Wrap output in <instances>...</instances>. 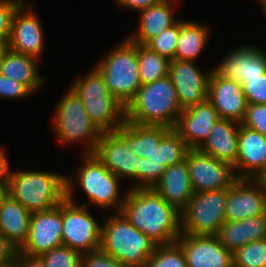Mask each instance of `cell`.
I'll list each match as a JSON object with an SVG mask.
<instances>
[{
    "label": "cell",
    "mask_w": 266,
    "mask_h": 267,
    "mask_svg": "<svg viewBox=\"0 0 266 267\" xmlns=\"http://www.w3.org/2000/svg\"><path fill=\"white\" fill-rule=\"evenodd\" d=\"M115 3H117V6L119 4L120 7L126 8L129 11H136V13L139 11H142L144 9H147L149 6L156 4L160 0H114Z\"/></svg>",
    "instance_id": "7bdbcfd3"
},
{
    "label": "cell",
    "mask_w": 266,
    "mask_h": 267,
    "mask_svg": "<svg viewBox=\"0 0 266 267\" xmlns=\"http://www.w3.org/2000/svg\"><path fill=\"white\" fill-rule=\"evenodd\" d=\"M139 79L141 86L168 76L170 60L152 51L146 45L137 44Z\"/></svg>",
    "instance_id": "f546056e"
},
{
    "label": "cell",
    "mask_w": 266,
    "mask_h": 267,
    "mask_svg": "<svg viewBox=\"0 0 266 267\" xmlns=\"http://www.w3.org/2000/svg\"><path fill=\"white\" fill-rule=\"evenodd\" d=\"M45 267H82V254L61 245L41 255Z\"/></svg>",
    "instance_id": "836d02e7"
},
{
    "label": "cell",
    "mask_w": 266,
    "mask_h": 267,
    "mask_svg": "<svg viewBox=\"0 0 266 267\" xmlns=\"http://www.w3.org/2000/svg\"><path fill=\"white\" fill-rule=\"evenodd\" d=\"M207 100L214 106L220 118L241 123L245 116L248 102L243 86L222 76L215 68L208 82Z\"/></svg>",
    "instance_id": "9a60e30c"
},
{
    "label": "cell",
    "mask_w": 266,
    "mask_h": 267,
    "mask_svg": "<svg viewBox=\"0 0 266 267\" xmlns=\"http://www.w3.org/2000/svg\"><path fill=\"white\" fill-rule=\"evenodd\" d=\"M240 124L266 137V105L248 104Z\"/></svg>",
    "instance_id": "8d00e7d4"
},
{
    "label": "cell",
    "mask_w": 266,
    "mask_h": 267,
    "mask_svg": "<svg viewBox=\"0 0 266 267\" xmlns=\"http://www.w3.org/2000/svg\"><path fill=\"white\" fill-rule=\"evenodd\" d=\"M7 157L5 151L0 154V201L7 194L6 190V172Z\"/></svg>",
    "instance_id": "f6af8a7d"
},
{
    "label": "cell",
    "mask_w": 266,
    "mask_h": 267,
    "mask_svg": "<svg viewBox=\"0 0 266 267\" xmlns=\"http://www.w3.org/2000/svg\"><path fill=\"white\" fill-rule=\"evenodd\" d=\"M25 0H0V41H8L14 12Z\"/></svg>",
    "instance_id": "f35d334b"
},
{
    "label": "cell",
    "mask_w": 266,
    "mask_h": 267,
    "mask_svg": "<svg viewBox=\"0 0 266 267\" xmlns=\"http://www.w3.org/2000/svg\"><path fill=\"white\" fill-rule=\"evenodd\" d=\"M145 267H188L181 247L175 242L158 245L155 252L146 261Z\"/></svg>",
    "instance_id": "d6a6232c"
},
{
    "label": "cell",
    "mask_w": 266,
    "mask_h": 267,
    "mask_svg": "<svg viewBox=\"0 0 266 267\" xmlns=\"http://www.w3.org/2000/svg\"><path fill=\"white\" fill-rule=\"evenodd\" d=\"M120 213L158 245L175 243L182 234L181 212L153 188H127Z\"/></svg>",
    "instance_id": "6da1fadb"
},
{
    "label": "cell",
    "mask_w": 266,
    "mask_h": 267,
    "mask_svg": "<svg viewBox=\"0 0 266 267\" xmlns=\"http://www.w3.org/2000/svg\"><path fill=\"white\" fill-rule=\"evenodd\" d=\"M39 61L36 57L9 48L1 62L0 74L24 84L34 94L47 80L38 71Z\"/></svg>",
    "instance_id": "4316f807"
},
{
    "label": "cell",
    "mask_w": 266,
    "mask_h": 267,
    "mask_svg": "<svg viewBox=\"0 0 266 267\" xmlns=\"http://www.w3.org/2000/svg\"><path fill=\"white\" fill-rule=\"evenodd\" d=\"M102 224L100 249L126 267H145L158 244L136 229L120 212L109 214Z\"/></svg>",
    "instance_id": "5b68a950"
},
{
    "label": "cell",
    "mask_w": 266,
    "mask_h": 267,
    "mask_svg": "<svg viewBox=\"0 0 266 267\" xmlns=\"http://www.w3.org/2000/svg\"><path fill=\"white\" fill-rule=\"evenodd\" d=\"M220 119L214 106L205 102L184 108L173 128L190 149H199L208 139L211 128Z\"/></svg>",
    "instance_id": "d6986e66"
},
{
    "label": "cell",
    "mask_w": 266,
    "mask_h": 267,
    "mask_svg": "<svg viewBox=\"0 0 266 267\" xmlns=\"http://www.w3.org/2000/svg\"><path fill=\"white\" fill-rule=\"evenodd\" d=\"M237 267H266V238L248 243L232 253Z\"/></svg>",
    "instance_id": "1f68e13d"
},
{
    "label": "cell",
    "mask_w": 266,
    "mask_h": 267,
    "mask_svg": "<svg viewBox=\"0 0 266 267\" xmlns=\"http://www.w3.org/2000/svg\"><path fill=\"white\" fill-rule=\"evenodd\" d=\"M259 1H260L261 6L264 8L263 10L266 15V0H259Z\"/></svg>",
    "instance_id": "681fc988"
},
{
    "label": "cell",
    "mask_w": 266,
    "mask_h": 267,
    "mask_svg": "<svg viewBox=\"0 0 266 267\" xmlns=\"http://www.w3.org/2000/svg\"><path fill=\"white\" fill-rule=\"evenodd\" d=\"M31 95L33 93L24 84L0 74V99L18 100Z\"/></svg>",
    "instance_id": "ab89813d"
},
{
    "label": "cell",
    "mask_w": 266,
    "mask_h": 267,
    "mask_svg": "<svg viewBox=\"0 0 266 267\" xmlns=\"http://www.w3.org/2000/svg\"><path fill=\"white\" fill-rule=\"evenodd\" d=\"M68 88L55 106L52 132L61 145L83 143L82 154H93L102 132L89 118L80 97Z\"/></svg>",
    "instance_id": "52a82bcc"
},
{
    "label": "cell",
    "mask_w": 266,
    "mask_h": 267,
    "mask_svg": "<svg viewBox=\"0 0 266 267\" xmlns=\"http://www.w3.org/2000/svg\"><path fill=\"white\" fill-rule=\"evenodd\" d=\"M177 91L169 76L141 86L125 107V122L174 128L182 113Z\"/></svg>",
    "instance_id": "277c9868"
},
{
    "label": "cell",
    "mask_w": 266,
    "mask_h": 267,
    "mask_svg": "<svg viewBox=\"0 0 266 267\" xmlns=\"http://www.w3.org/2000/svg\"><path fill=\"white\" fill-rule=\"evenodd\" d=\"M93 154L122 181L138 175L139 157L113 132H102Z\"/></svg>",
    "instance_id": "ffe728a7"
},
{
    "label": "cell",
    "mask_w": 266,
    "mask_h": 267,
    "mask_svg": "<svg viewBox=\"0 0 266 267\" xmlns=\"http://www.w3.org/2000/svg\"><path fill=\"white\" fill-rule=\"evenodd\" d=\"M82 162L77 167L74 178L67 175V197H74V189H80L86 195L89 207L94 204L106 213H119L124 203L126 192L121 194L122 180L112 173L94 154H82ZM76 183V184H75ZM77 186V187H76ZM115 208V209H114Z\"/></svg>",
    "instance_id": "3957f363"
},
{
    "label": "cell",
    "mask_w": 266,
    "mask_h": 267,
    "mask_svg": "<svg viewBox=\"0 0 266 267\" xmlns=\"http://www.w3.org/2000/svg\"><path fill=\"white\" fill-rule=\"evenodd\" d=\"M176 0H160L139 13V24L128 39L135 43L146 45L155 36L174 25L179 19L174 16Z\"/></svg>",
    "instance_id": "603a6c76"
},
{
    "label": "cell",
    "mask_w": 266,
    "mask_h": 267,
    "mask_svg": "<svg viewBox=\"0 0 266 267\" xmlns=\"http://www.w3.org/2000/svg\"><path fill=\"white\" fill-rule=\"evenodd\" d=\"M164 125H140L133 122H125L120 128H116L113 133L134 151L139 158H148L158 146L163 136L170 130Z\"/></svg>",
    "instance_id": "484cf974"
},
{
    "label": "cell",
    "mask_w": 266,
    "mask_h": 267,
    "mask_svg": "<svg viewBox=\"0 0 266 267\" xmlns=\"http://www.w3.org/2000/svg\"><path fill=\"white\" fill-rule=\"evenodd\" d=\"M30 5L25 0L14 12L8 44L13 51L41 59L45 47L43 26Z\"/></svg>",
    "instance_id": "4fadbf2b"
},
{
    "label": "cell",
    "mask_w": 266,
    "mask_h": 267,
    "mask_svg": "<svg viewBox=\"0 0 266 267\" xmlns=\"http://www.w3.org/2000/svg\"><path fill=\"white\" fill-rule=\"evenodd\" d=\"M176 243L184 252L188 267H230L232 252L216 235L181 234Z\"/></svg>",
    "instance_id": "2e32d148"
},
{
    "label": "cell",
    "mask_w": 266,
    "mask_h": 267,
    "mask_svg": "<svg viewBox=\"0 0 266 267\" xmlns=\"http://www.w3.org/2000/svg\"><path fill=\"white\" fill-rule=\"evenodd\" d=\"M94 67L104 77L109 92L126 107L141 87L137 44L125 37Z\"/></svg>",
    "instance_id": "ba28073f"
},
{
    "label": "cell",
    "mask_w": 266,
    "mask_h": 267,
    "mask_svg": "<svg viewBox=\"0 0 266 267\" xmlns=\"http://www.w3.org/2000/svg\"><path fill=\"white\" fill-rule=\"evenodd\" d=\"M227 189L194 193L181 212L182 234L216 235L225 220Z\"/></svg>",
    "instance_id": "9c48e42d"
},
{
    "label": "cell",
    "mask_w": 266,
    "mask_h": 267,
    "mask_svg": "<svg viewBox=\"0 0 266 267\" xmlns=\"http://www.w3.org/2000/svg\"><path fill=\"white\" fill-rule=\"evenodd\" d=\"M71 88L101 132H113L125 123V106L109 92L104 77L95 67L85 76L76 77Z\"/></svg>",
    "instance_id": "8992f818"
},
{
    "label": "cell",
    "mask_w": 266,
    "mask_h": 267,
    "mask_svg": "<svg viewBox=\"0 0 266 267\" xmlns=\"http://www.w3.org/2000/svg\"><path fill=\"white\" fill-rule=\"evenodd\" d=\"M152 188L169 205L182 212L194 195L187 159L166 167L162 178Z\"/></svg>",
    "instance_id": "7402d4cb"
},
{
    "label": "cell",
    "mask_w": 266,
    "mask_h": 267,
    "mask_svg": "<svg viewBox=\"0 0 266 267\" xmlns=\"http://www.w3.org/2000/svg\"><path fill=\"white\" fill-rule=\"evenodd\" d=\"M61 245L62 203L47 211L31 213L28 238L19 251L26 255L41 256Z\"/></svg>",
    "instance_id": "7c38bea8"
},
{
    "label": "cell",
    "mask_w": 266,
    "mask_h": 267,
    "mask_svg": "<svg viewBox=\"0 0 266 267\" xmlns=\"http://www.w3.org/2000/svg\"><path fill=\"white\" fill-rule=\"evenodd\" d=\"M15 260L18 263V267H45L43 258L41 256H32L17 252Z\"/></svg>",
    "instance_id": "ee69618b"
},
{
    "label": "cell",
    "mask_w": 266,
    "mask_h": 267,
    "mask_svg": "<svg viewBox=\"0 0 266 267\" xmlns=\"http://www.w3.org/2000/svg\"><path fill=\"white\" fill-rule=\"evenodd\" d=\"M232 253L244 245L266 238V213L245 220L225 221L216 234Z\"/></svg>",
    "instance_id": "d4e9b609"
},
{
    "label": "cell",
    "mask_w": 266,
    "mask_h": 267,
    "mask_svg": "<svg viewBox=\"0 0 266 267\" xmlns=\"http://www.w3.org/2000/svg\"><path fill=\"white\" fill-rule=\"evenodd\" d=\"M165 166L161 163L150 162L148 158H139L138 175L133 179L136 181L131 188H152L163 176Z\"/></svg>",
    "instance_id": "d590c367"
},
{
    "label": "cell",
    "mask_w": 266,
    "mask_h": 267,
    "mask_svg": "<svg viewBox=\"0 0 266 267\" xmlns=\"http://www.w3.org/2000/svg\"><path fill=\"white\" fill-rule=\"evenodd\" d=\"M266 213V191L254 179H238L227 189L225 220L237 221Z\"/></svg>",
    "instance_id": "e0dca14e"
},
{
    "label": "cell",
    "mask_w": 266,
    "mask_h": 267,
    "mask_svg": "<svg viewBox=\"0 0 266 267\" xmlns=\"http://www.w3.org/2000/svg\"><path fill=\"white\" fill-rule=\"evenodd\" d=\"M239 127L238 122L220 118L199 150L234 166L238 156Z\"/></svg>",
    "instance_id": "cb8c5ba5"
},
{
    "label": "cell",
    "mask_w": 266,
    "mask_h": 267,
    "mask_svg": "<svg viewBox=\"0 0 266 267\" xmlns=\"http://www.w3.org/2000/svg\"><path fill=\"white\" fill-rule=\"evenodd\" d=\"M179 34V20L167 28L158 36L151 39L146 46L159 55L165 56L169 60H173L176 53Z\"/></svg>",
    "instance_id": "e575fe53"
},
{
    "label": "cell",
    "mask_w": 266,
    "mask_h": 267,
    "mask_svg": "<svg viewBox=\"0 0 266 267\" xmlns=\"http://www.w3.org/2000/svg\"><path fill=\"white\" fill-rule=\"evenodd\" d=\"M7 158V194L31 213L47 211L67 198V175L50 171H12Z\"/></svg>",
    "instance_id": "7a4b0ae2"
},
{
    "label": "cell",
    "mask_w": 266,
    "mask_h": 267,
    "mask_svg": "<svg viewBox=\"0 0 266 267\" xmlns=\"http://www.w3.org/2000/svg\"><path fill=\"white\" fill-rule=\"evenodd\" d=\"M266 191V167L254 179Z\"/></svg>",
    "instance_id": "bcb514c9"
},
{
    "label": "cell",
    "mask_w": 266,
    "mask_h": 267,
    "mask_svg": "<svg viewBox=\"0 0 266 267\" xmlns=\"http://www.w3.org/2000/svg\"><path fill=\"white\" fill-rule=\"evenodd\" d=\"M31 212L6 194L0 201V233L20 249L29 234Z\"/></svg>",
    "instance_id": "83f0119b"
},
{
    "label": "cell",
    "mask_w": 266,
    "mask_h": 267,
    "mask_svg": "<svg viewBox=\"0 0 266 267\" xmlns=\"http://www.w3.org/2000/svg\"><path fill=\"white\" fill-rule=\"evenodd\" d=\"M0 267H18V263L16 260H14L13 262L9 264L0 265Z\"/></svg>",
    "instance_id": "c3c4849f"
},
{
    "label": "cell",
    "mask_w": 266,
    "mask_h": 267,
    "mask_svg": "<svg viewBox=\"0 0 266 267\" xmlns=\"http://www.w3.org/2000/svg\"><path fill=\"white\" fill-rule=\"evenodd\" d=\"M242 86L248 104L266 105V72L260 77L248 78Z\"/></svg>",
    "instance_id": "74e56055"
},
{
    "label": "cell",
    "mask_w": 266,
    "mask_h": 267,
    "mask_svg": "<svg viewBox=\"0 0 266 267\" xmlns=\"http://www.w3.org/2000/svg\"><path fill=\"white\" fill-rule=\"evenodd\" d=\"M228 53L214 67L225 78L243 85L248 78L260 77L266 72V51L258 46L245 44Z\"/></svg>",
    "instance_id": "ac0fdd59"
},
{
    "label": "cell",
    "mask_w": 266,
    "mask_h": 267,
    "mask_svg": "<svg viewBox=\"0 0 266 267\" xmlns=\"http://www.w3.org/2000/svg\"><path fill=\"white\" fill-rule=\"evenodd\" d=\"M186 159L194 193L229 189L238 180L232 165L199 149H189Z\"/></svg>",
    "instance_id": "8fae6325"
},
{
    "label": "cell",
    "mask_w": 266,
    "mask_h": 267,
    "mask_svg": "<svg viewBox=\"0 0 266 267\" xmlns=\"http://www.w3.org/2000/svg\"><path fill=\"white\" fill-rule=\"evenodd\" d=\"M8 49H9L8 41H0V65Z\"/></svg>",
    "instance_id": "7dc6e473"
},
{
    "label": "cell",
    "mask_w": 266,
    "mask_h": 267,
    "mask_svg": "<svg viewBox=\"0 0 266 267\" xmlns=\"http://www.w3.org/2000/svg\"><path fill=\"white\" fill-rule=\"evenodd\" d=\"M102 224L74 197L62 202V241L81 254L100 249Z\"/></svg>",
    "instance_id": "30bf717a"
},
{
    "label": "cell",
    "mask_w": 266,
    "mask_h": 267,
    "mask_svg": "<svg viewBox=\"0 0 266 267\" xmlns=\"http://www.w3.org/2000/svg\"><path fill=\"white\" fill-rule=\"evenodd\" d=\"M205 25L198 21L179 18V34L175 60L196 62L200 54L208 46L207 43L211 38L209 35L211 30Z\"/></svg>",
    "instance_id": "f1b7e54d"
},
{
    "label": "cell",
    "mask_w": 266,
    "mask_h": 267,
    "mask_svg": "<svg viewBox=\"0 0 266 267\" xmlns=\"http://www.w3.org/2000/svg\"><path fill=\"white\" fill-rule=\"evenodd\" d=\"M18 250V248H16L0 233V265L13 262Z\"/></svg>",
    "instance_id": "b9f144b4"
},
{
    "label": "cell",
    "mask_w": 266,
    "mask_h": 267,
    "mask_svg": "<svg viewBox=\"0 0 266 267\" xmlns=\"http://www.w3.org/2000/svg\"><path fill=\"white\" fill-rule=\"evenodd\" d=\"M82 267H126L101 249L82 254Z\"/></svg>",
    "instance_id": "60d3db41"
},
{
    "label": "cell",
    "mask_w": 266,
    "mask_h": 267,
    "mask_svg": "<svg viewBox=\"0 0 266 267\" xmlns=\"http://www.w3.org/2000/svg\"><path fill=\"white\" fill-rule=\"evenodd\" d=\"M190 148L181 136L171 128L162 138L148 159L153 163H161L165 167L181 162L186 158Z\"/></svg>",
    "instance_id": "4dcf8cb0"
},
{
    "label": "cell",
    "mask_w": 266,
    "mask_h": 267,
    "mask_svg": "<svg viewBox=\"0 0 266 267\" xmlns=\"http://www.w3.org/2000/svg\"><path fill=\"white\" fill-rule=\"evenodd\" d=\"M194 61L170 60L168 76L177 91L181 107L187 108L205 102L212 70L203 71Z\"/></svg>",
    "instance_id": "5bb4252c"
},
{
    "label": "cell",
    "mask_w": 266,
    "mask_h": 267,
    "mask_svg": "<svg viewBox=\"0 0 266 267\" xmlns=\"http://www.w3.org/2000/svg\"><path fill=\"white\" fill-rule=\"evenodd\" d=\"M233 167L238 179H255L266 167V137L240 124L238 156Z\"/></svg>",
    "instance_id": "44dd1931"
}]
</instances>
